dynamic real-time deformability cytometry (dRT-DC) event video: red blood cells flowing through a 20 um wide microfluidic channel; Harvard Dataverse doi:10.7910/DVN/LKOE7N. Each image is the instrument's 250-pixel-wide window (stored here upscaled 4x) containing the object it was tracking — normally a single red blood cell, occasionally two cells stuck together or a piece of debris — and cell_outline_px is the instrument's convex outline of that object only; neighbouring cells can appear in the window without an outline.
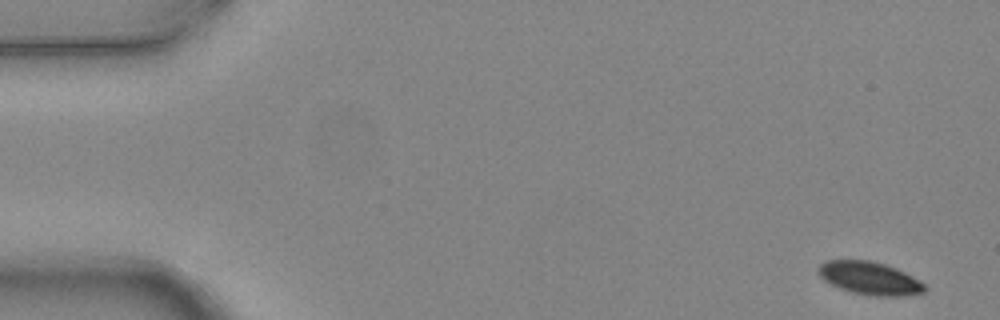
{"species": "common noctule bat (a hibernating species)", "species_latin": "Nyctalus noctula", "temperature_condition": "warm", "stored_images_in_passage": 6, "camera_frame_rate_fps": 3000, "um_per_image_px": 0.085, "animal": {"sex": "female", "body_mass_g": 24.6, "forearm_length_mm": 56.2}, "frame": {"image": 1, "passage_image": 1, "time_ms": 0.0, "image_size_px": [1000, 320], "cell_outline_px": [[928, 288], [924, 292], [904, 296], [872, 296], [852, 292], [840, 288], [824, 280], [816, 272], [816, 268], [820, 264], [828, 260], [868, 260], [884, 264], [896, 268], [920, 280]], "centroid_in_image_um": [73.92, 23.65], "position_along_channel_um": 11.1, "area_um2": 20.46}}